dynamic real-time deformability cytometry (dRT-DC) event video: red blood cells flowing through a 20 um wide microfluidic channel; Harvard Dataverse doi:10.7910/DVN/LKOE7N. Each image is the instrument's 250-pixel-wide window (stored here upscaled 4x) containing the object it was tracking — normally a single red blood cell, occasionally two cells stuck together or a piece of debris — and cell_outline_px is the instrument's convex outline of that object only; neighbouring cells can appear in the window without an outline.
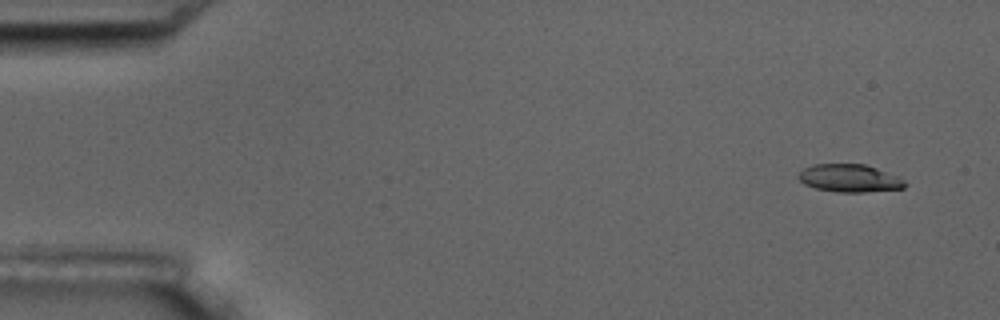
{"species": "common noctule bat (a hibernating species)", "species_latin": "Nyctalus noctula", "temperature_condition": "room temperature", "stored_images_in_passage": 6, "camera_frame_rate_fps": 3000, "um_per_image_px": 0.085, "animal": {"sex": "male", "body_mass_g": 17.5, "forearm_length_mm": 52.3}, "frame": {"image": 1, "passage_image": 1, "time_ms": 0.0, "image_size_px": [1000, 320], "cell_outline_px": [[908, 184], [904, 188], [864, 192], [836, 192], [816, 188], [804, 184], [796, 176], [804, 168], [816, 164], [864, 164], [900, 176]], "centroid_in_image_um": [72.24, 15.15], "position_along_channel_um": 12.8, "area_um2": 17.28}}
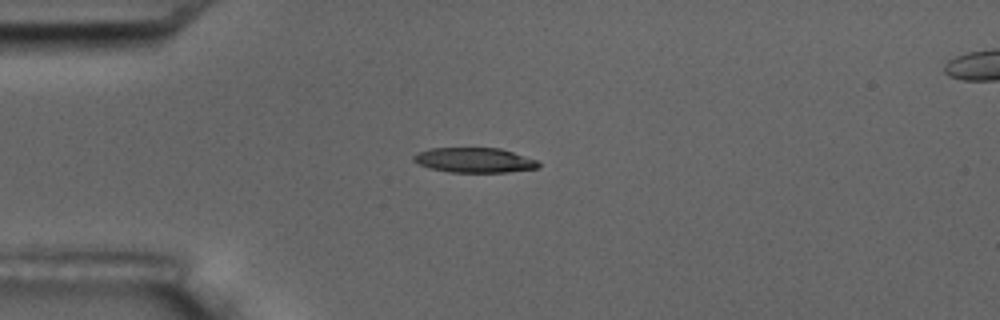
{"frame": {"image": 2, "passage_image": 4, "time_ms": 3.667, "image_size_px": [1000, 320], "cell_outline_px": [[540, 168], [508, 172], [448, 172], [428, 168], [416, 164], [412, 160], [412, 156], [428, 148], [500, 148], [536, 160], [540, 164]], "centroid_in_image_um": [40.28, 13.62], "position_along_channel_um": 44.7, "area_um2": 18.21}}